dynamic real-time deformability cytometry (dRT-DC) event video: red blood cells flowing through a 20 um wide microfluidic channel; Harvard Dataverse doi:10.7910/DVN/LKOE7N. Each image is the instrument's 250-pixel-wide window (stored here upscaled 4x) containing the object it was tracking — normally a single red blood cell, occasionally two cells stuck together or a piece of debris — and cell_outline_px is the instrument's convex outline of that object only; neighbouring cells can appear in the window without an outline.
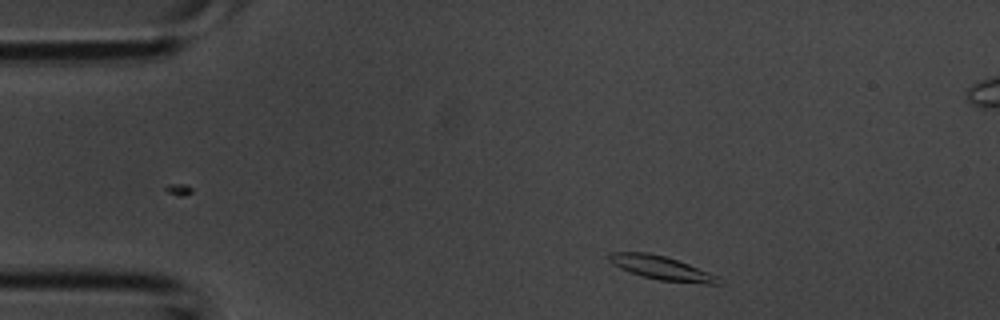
{"species": "common noctule bat (a hibernating species)", "species_latin": "Nyctalus noctula", "temperature_condition": "room temperature", "stored_images_in_passage": 29, "camera_frame_rate_fps": 3000, "um_per_image_px": 0.085, "animal": {"sex": "male", "body_mass_g": 20.1, "forearm_length_mm": 53.5}, "frame": {"image": 1, "passage_image": 2, "time_ms": 0.333, "image_size_px": [1000, 320], "cell_outline_px": [[720, 284], [704, 284], [660, 280], [644, 276], [620, 268], [612, 264], [608, 260], [608, 252], [648, 252], [664, 256], [688, 264], [708, 272], [716, 276]], "centroid_in_image_um": [56.17, 22.76], "position_along_channel_um": 28.8, "area_um2": 14.8}}
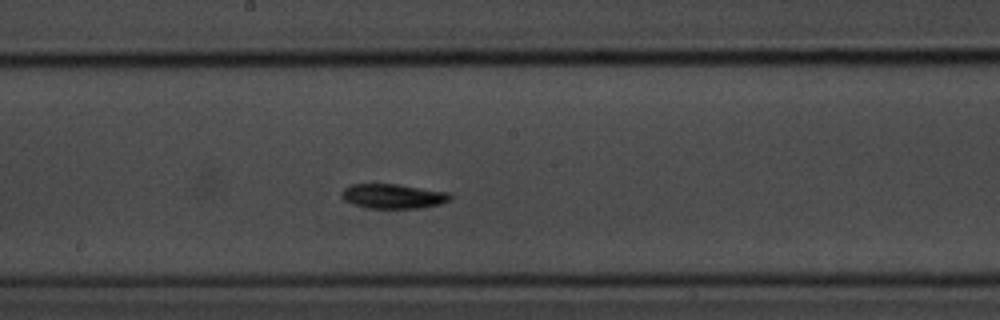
{"frame": {"image": 2, "passage_image": 16, "time_ms": 5.0, "image_size_px": [1000, 320], "cell_outline_px": [[452, 196], [448, 200], [440, 204], [420, 208], [368, 208], [352, 204], [344, 200], [340, 192], [344, 188], [352, 184], [396, 184], [448, 192]], "centroid_in_image_um": [33.38, 16.68], "position_along_channel_um": 214.8, "area_um2": 15.49}}
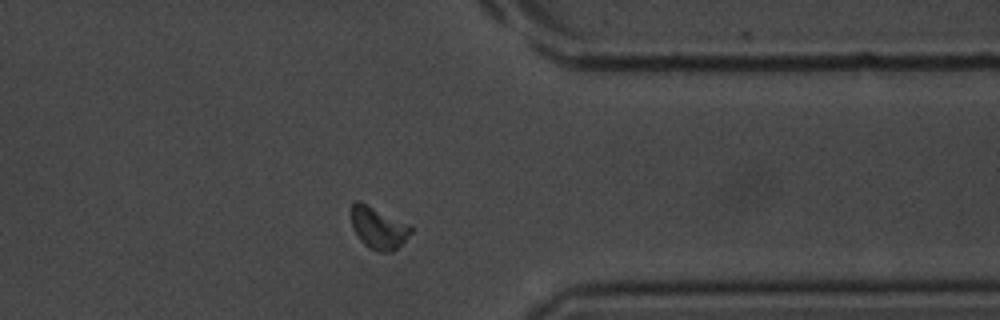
{"frame": {"image": 3, "passage_image": 26, "time_ms": 8.333, "image_size_px": [1000, 320], "cell_outline_px": [[412, 232], [392, 252], [380, 252], [368, 248], [360, 240], [352, 224], [352, 204], [356, 200], [360, 200], [412, 224]], "centroid_in_image_um": [32.19, 19.34], "position_along_channel_um": 379.2, "area_um2": 14.74}}